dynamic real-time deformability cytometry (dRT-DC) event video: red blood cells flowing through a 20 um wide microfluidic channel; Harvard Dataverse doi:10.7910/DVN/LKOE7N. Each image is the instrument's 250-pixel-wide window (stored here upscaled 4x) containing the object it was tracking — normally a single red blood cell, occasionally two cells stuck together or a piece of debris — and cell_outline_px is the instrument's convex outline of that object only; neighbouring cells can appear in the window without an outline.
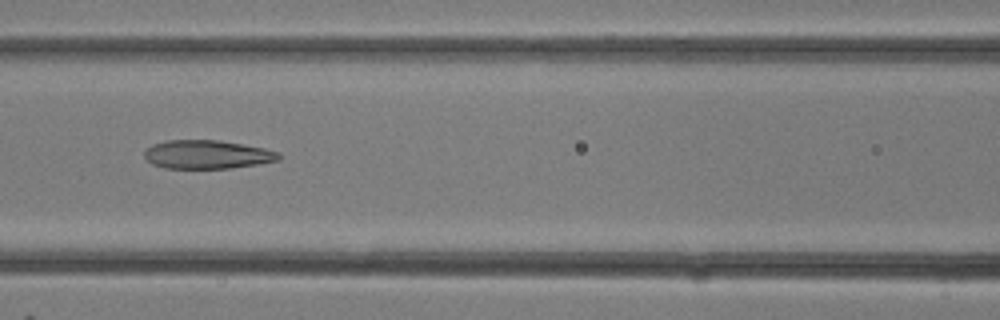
{"species": "common noctule bat (a hibernating species)", "species_latin": "Nyctalus noctula", "temperature_condition": "room temperature", "stored_images_in_passage": 14, "camera_frame_rate_fps": 3000, "um_per_image_px": 0.085, "animal": {"sex": "female"}, "frame": {"image": 1, "passage_image": 7, "time_ms": 2.0, "image_size_px": [1000, 320], "cell_outline_px": [[280, 160], [232, 168], [164, 168], [152, 164], [144, 156], [144, 152], [152, 144], [168, 140], [220, 140], [244, 144], [264, 148], [280, 152]], "centroid_in_image_um": [17.62, 13.12], "position_along_channel_um": 149.0, "area_um2": 22.43}}
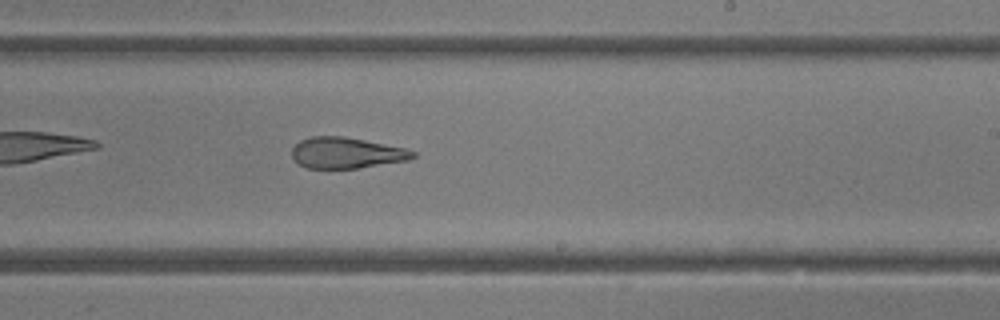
{"frame": {"image": 2, "passage_image": 12, "time_ms": 3.667, "image_size_px": [1000, 320], "cell_outline_px": [[416, 156], [408, 160], [356, 168], [304, 168], [292, 156], [292, 148], [300, 140], [312, 136], [344, 136], [404, 148], [416, 152]], "centroid_in_image_um": [29.42, 12.99], "position_along_channel_um": 259.6, "area_um2": 21.62}}
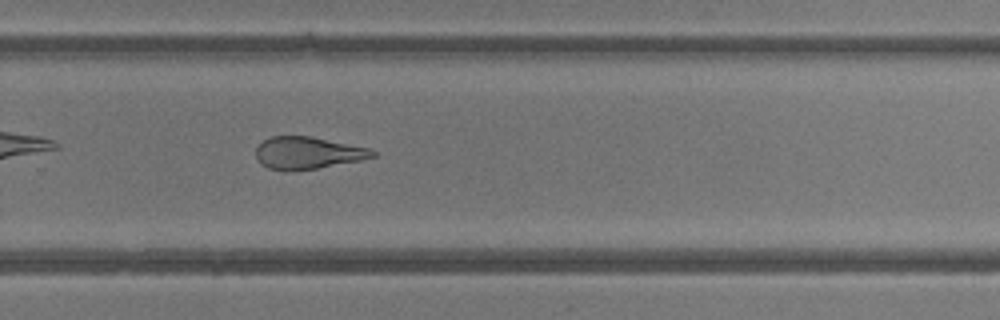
{"frame": {"image": 3, "passage_image": 14, "time_ms": 4.333, "image_size_px": [1000, 320], "cell_outline_px": [[376, 156], [360, 160], [316, 168], [268, 168], [260, 164], [256, 156], [256, 148], [264, 140], [272, 136], [312, 136], [368, 148], [376, 152]], "centroid_in_image_um": [26.17, 12.96], "position_along_channel_um": 303.6, "area_um2": 21.15}}